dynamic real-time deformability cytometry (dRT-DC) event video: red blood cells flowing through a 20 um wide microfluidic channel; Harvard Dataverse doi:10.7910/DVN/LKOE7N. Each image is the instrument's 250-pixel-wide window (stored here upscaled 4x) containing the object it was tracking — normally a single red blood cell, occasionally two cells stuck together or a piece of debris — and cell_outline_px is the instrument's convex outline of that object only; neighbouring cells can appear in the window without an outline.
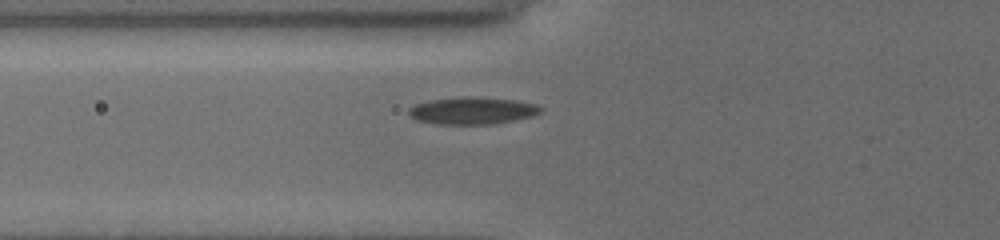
{"species": "common noctule bat (a hibernating species)", "species_latin": "Nyctalus noctula", "temperature_condition": "cold", "stored_images_in_passage": 11, "camera_frame_rate_fps": 3000, "um_per_image_px": 0.085, "animal": {"sex": "female", "body_mass_g": 19.5, "forearm_length_mm": 54.1}, "frame": {"image": 1, "passage_image": 2, "time_ms": 0.333, "image_size_px": [1000, 240], "cell_outline_px": [[544, 108], [540, 112], [532, 116], [492, 124], [436, 124], [420, 120], [408, 116], [408, 108], [416, 104], [428, 100], [464, 96], [480, 96], [516, 100], [536, 104]], "centroid_in_image_um": [40.14, 9.39], "position_along_channel_um": 85.7, "area_um2": 21.04}}
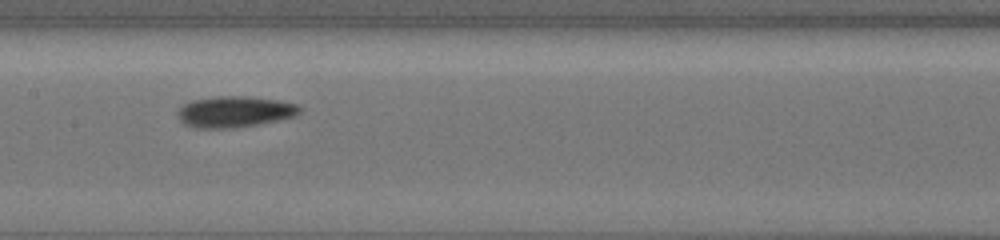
{"frame": {"image": 2, "passage_image": 7, "time_ms": 3.0, "image_size_px": [1000, 240], "cell_outline_px": [[304, 108], [296, 116], [256, 124], [232, 128], [192, 128], [184, 124], [176, 116], [176, 112], [184, 104], [192, 100], [216, 96], [244, 96], [276, 100], [296, 104]], "centroid_in_image_um": [19.91, 9.5], "position_along_channel_um": 187.5, "area_um2": 22.14}}
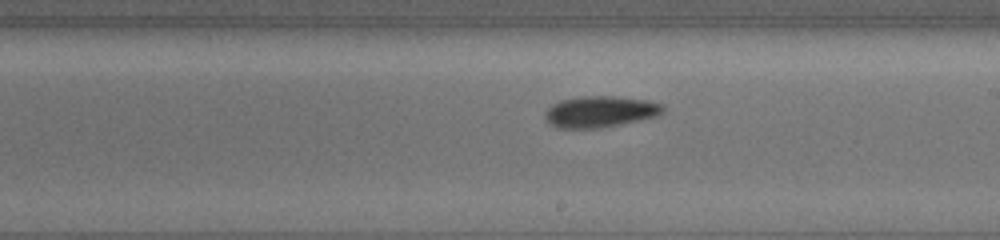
{"frame": {"image": 3, "passage_image": 10, "time_ms": 4.333, "image_size_px": [1000, 240], "cell_outline_px": [[664, 112], [656, 116], [620, 124], [600, 128], [556, 128], [544, 116], [544, 112], [552, 104], [560, 100], [584, 96], [612, 96], [648, 100], [664, 104]], "centroid_in_image_um": [51.02, 9.48], "position_along_channel_um": 238.0, "area_um2": 21.44}}